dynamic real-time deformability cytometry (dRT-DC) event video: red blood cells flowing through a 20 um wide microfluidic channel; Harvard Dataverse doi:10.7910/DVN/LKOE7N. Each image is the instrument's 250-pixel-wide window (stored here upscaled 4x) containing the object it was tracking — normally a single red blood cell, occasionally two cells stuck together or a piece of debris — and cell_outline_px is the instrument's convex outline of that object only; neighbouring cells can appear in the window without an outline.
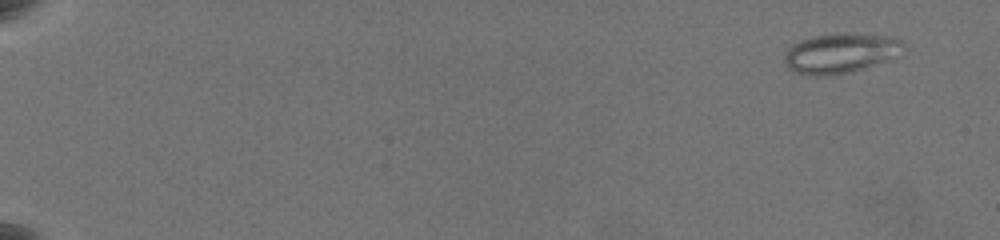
{"species": "common noctule bat (a hibernating species)", "species_latin": "Nyctalus noctula", "temperature_condition": "warm", "stored_images_in_passage": 64, "camera_frame_rate_fps": 3000, "um_per_image_px": 0.085, "animal": {"sex": "female", "body_mass_g": 19.5, "forearm_length_mm": 54.1}, "frame": {"image": 1, "passage_image": 5, "time_ms": 1.333, "image_size_px": [1000, 240], "cell_outline_px": [[908, 48], [904, 56], [892, 60], [848, 72], [824, 76], [816, 76], [792, 72], [784, 64], [784, 56], [788, 48], [792, 44], [800, 40], [812, 36], [844, 32], [848, 32], [896, 36]], "centroid_in_image_um": [71.55, 4.5], "position_along_channel_um": 13.5, "area_um2": 28.73}}
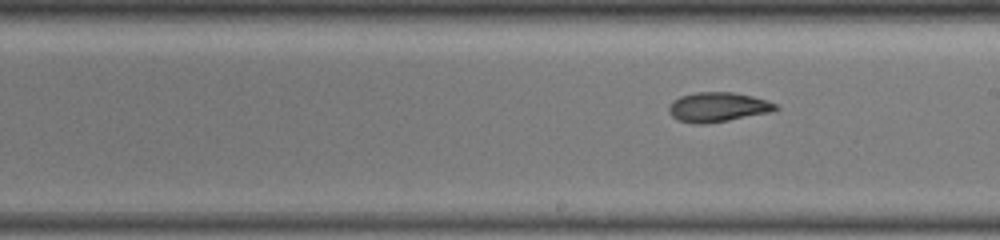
{"frame": {"image": 2, "passage_image": 40, "time_ms": 13.0, "image_size_px": [1000, 240], "cell_outline_px": [[780, 108], [768, 112], [728, 120], [704, 124], [696, 124], [676, 120], [668, 112], [668, 108], [672, 100], [680, 96], [696, 92], [732, 92], [752, 96], [776, 104]], "centroid_in_image_um": [60.94, 9.1], "position_along_channel_um": 228.1, "area_um2": 18.26}}
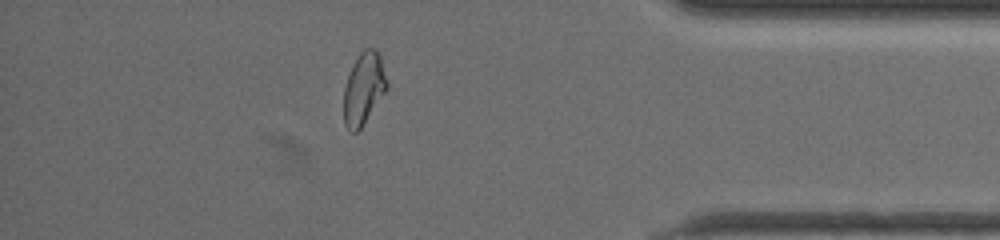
{"frame": {"image": 3, "passage_image": 57, "time_ms": 18.667, "image_size_px": [1000, 240], "cell_outline_px": [[388, 88], [360, 128], [356, 132], [352, 132], [344, 124], [344, 88], [352, 64], [360, 52], [364, 48], [376, 48], [380, 56], [388, 80]], "centroid_in_image_um": [30.92, 7.48], "position_along_channel_um": 404.3, "area_um2": 18.03}, "authors_computed_cell_mechanics": {"area_um2": 19.652, "velocity_mm_per_s": 3.5387, "shape_relaxation_time_tau1_ms": null, "shape_relaxation_time_tau2_ms": 2.2038, "deformation_change_tau1": null, "deformation_change_tau2": 0.0798}}